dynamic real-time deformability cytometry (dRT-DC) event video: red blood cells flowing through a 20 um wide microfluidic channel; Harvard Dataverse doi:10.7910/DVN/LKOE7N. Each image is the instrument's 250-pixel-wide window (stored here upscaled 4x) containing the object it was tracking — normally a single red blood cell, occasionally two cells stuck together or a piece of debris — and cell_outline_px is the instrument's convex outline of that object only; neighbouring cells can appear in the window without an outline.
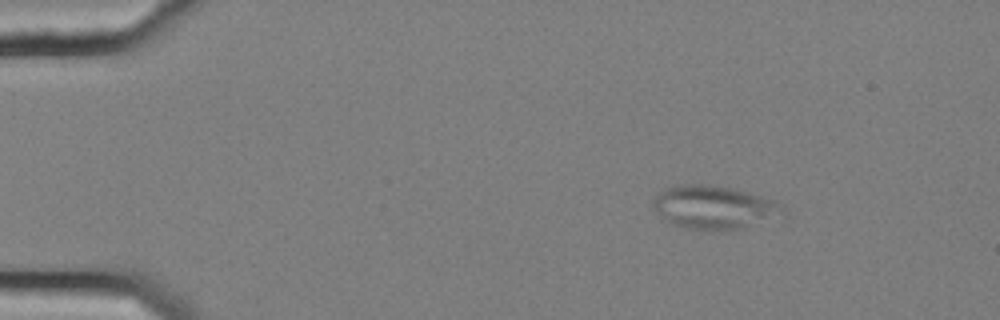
{"species": "common noctule bat (a hibernating species)", "species_latin": "Nyctalus noctula", "temperature_condition": "cold", "stored_images_in_passage": 50, "camera_frame_rate_fps": 3000, "um_per_image_px": 0.085, "animal": {"sex": "female", "body_mass_g": 25.1}, "frame": {"image": 1, "passage_image": 3, "time_ms": 0.667, "image_size_px": [1000, 320], "cell_outline_px": [[780, 204], [764, 216], [740, 228], [688, 228], [672, 224], [660, 220], [652, 208], [652, 200], [660, 192], [676, 184], [708, 184], [732, 188], [748, 192], [772, 200]], "centroid_in_image_um": [60.34, 17.55], "position_along_channel_um": 24.7, "area_um2": 30.69}}
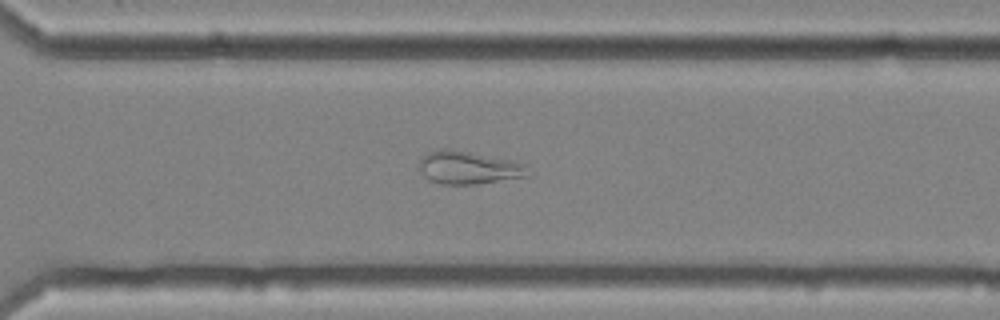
{"frame": {"image": 2, "passage_image": 35, "time_ms": 11.333, "image_size_px": [1000, 320], "cell_outline_px": [[532, 164], [528, 176], [476, 184], [440, 184], [424, 176], [416, 168], [420, 156], [428, 152], [440, 148], [448, 148], [472, 152]], "centroid_in_image_um": [39.83, 14.23], "position_along_channel_um": 330.8, "area_um2": 21.5}}
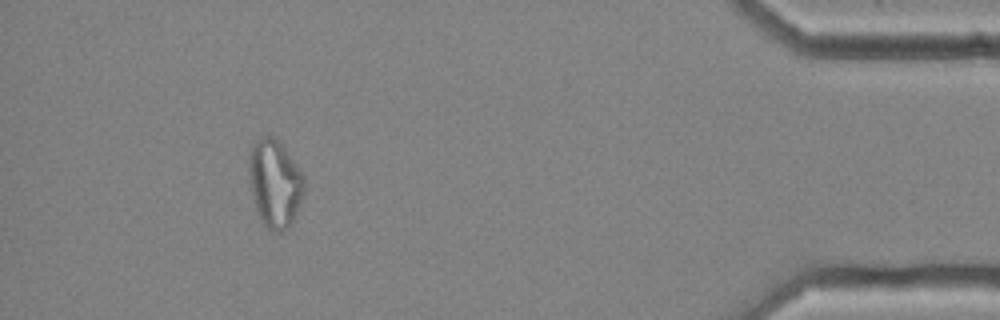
{"frame": {"image": 3, "passage_image": 46, "time_ms": 15.0, "image_size_px": [1000, 320], "cell_outline_px": [[304, 192], [292, 220], [288, 228], [280, 232], [276, 232], [268, 228], [260, 220], [252, 196], [248, 172], [248, 160], [252, 144], [256, 140], [264, 136], [272, 136], [284, 148], [304, 176]], "centroid_in_image_um": [23.33, 15.59], "position_along_channel_um": 411.9, "area_um2": 27.86}, "authors_computed_cell_mechanics": {"area_um2": 25.7499, "velocity_mm_per_s": 3.6585, "shape_relaxation_time_tau1_ms": null, "shape_relaxation_time_tau2_ms": 2.8651, "deformation_change_tau1": null, "deformation_change_tau2": 0.0963}}